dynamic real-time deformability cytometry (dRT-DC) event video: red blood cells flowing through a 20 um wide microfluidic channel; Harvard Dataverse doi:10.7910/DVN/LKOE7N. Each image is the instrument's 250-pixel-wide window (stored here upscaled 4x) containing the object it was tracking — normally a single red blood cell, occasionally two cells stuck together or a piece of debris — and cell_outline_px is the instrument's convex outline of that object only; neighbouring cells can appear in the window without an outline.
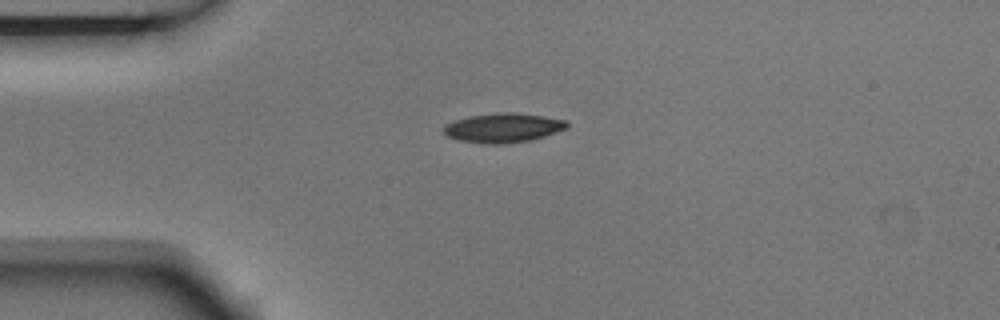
{"species": "Egyptian fruit bat (a non-hibernating species)", "species_latin": "Rousettus aegyptiacus", "temperature_condition": "room temperature", "stored_images_in_passage": 8, "camera_frame_rate_fps": 3000, "um_per_image_px": 0.085, "animal": {"sex": "male"}, "frame": {"image": 1, "passage_image": 1, "time_ms": 0.0, "image_size_px": [1000, 320], "cell_outline_px": [[568, 128], [532, 140], [504, 144], [488, 144], [460, 140], [448, 136], [444, 132], [444, 124], [468, 116], [496, 112], [516, 112], [544, 116], [568, 120]], "centroid_in_image_um": [42.8, 10.85], "position_along_channel_um": 42.2, "area_um2": 21.21}}
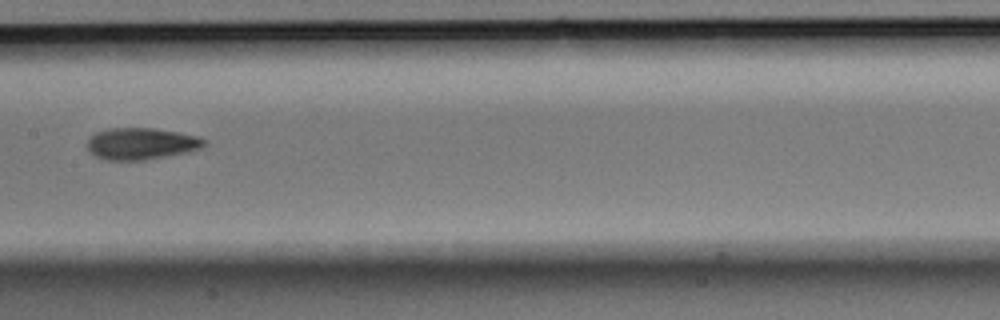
{"frame": {"image": 2, "passage_image": 5, "time_ms": 1.333, "image_size_px": [1000, 320], "cell_outline_px": [[208, 144], [200, 148], [188, 152], [144, 160], [108, 160], [96, 156], [88, 152], [88, 140], [96, 132], [112, 128], [152, 128], [180, 132], [196, 136], [208, 140]], "centroid_in_image_um": [12.04, 12.21], "position_along_channel_um": 195.4, "area_um2": 21.62}}
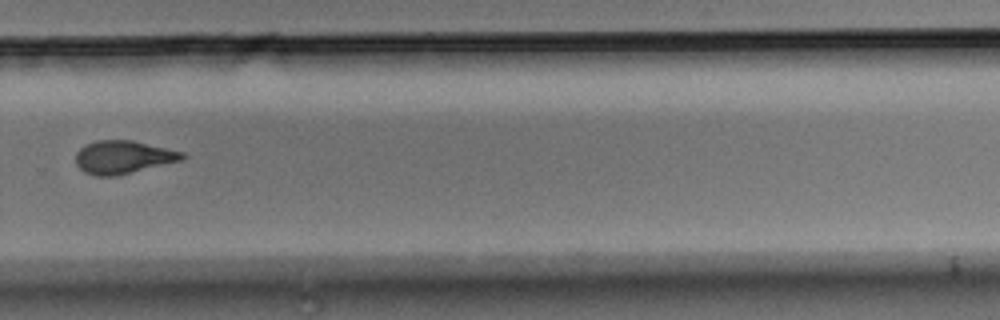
{"frame": {"image": 3, "passage_image": 8, "time_ms": 2.333, "image_size_px": [1000, 320], "cell_outline_px": [[188, 156], [180, 160], [116, 176], [96, 176], [84, 172], [76, 164], [76, 152], [84, 144], [96, 140], [132, 140], [184, 152]], "centroid_in_image_um": [10.43, 13.35], "position_along_channel_um": 319.4, "area_um2": 20.46}}